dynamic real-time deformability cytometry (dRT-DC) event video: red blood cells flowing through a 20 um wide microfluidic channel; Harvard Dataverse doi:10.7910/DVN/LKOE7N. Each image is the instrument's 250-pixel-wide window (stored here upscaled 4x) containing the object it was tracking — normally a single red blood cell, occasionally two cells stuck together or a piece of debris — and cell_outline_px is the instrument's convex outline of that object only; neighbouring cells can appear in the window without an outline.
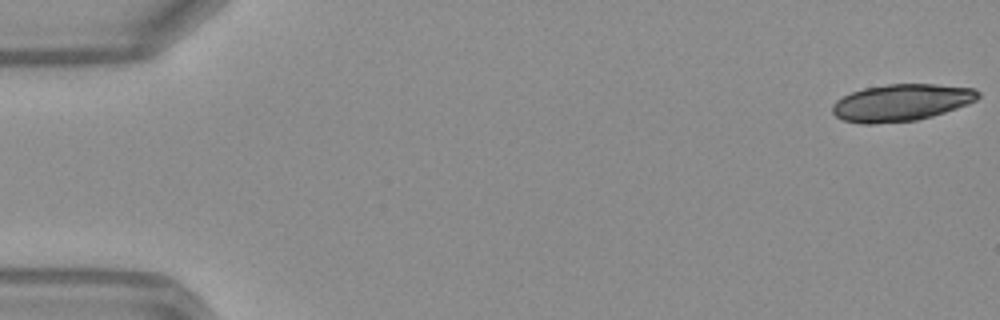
{"species": "Egyptian fruit bat (a non-hibernating species)", "species_latin": "Rousettus aegyptiacus", "temperature_condition": "warm", "stored_images_in_passage": 17, "camera_frame_rate_fps": 3000, "um_per_image_px": 0.085, "frame": {"image": 1, "passage_image": 1, "time_ms": 0.0, "image_size_px": [1000, 320], "cell_outline_px": [[980, 96], [976, 100], [968, 104], [932, 116], [916, 120], [872, 124], [860, 124], [844, 120], [836, 116], [832, 112], [832, 104], [836, 100], [852, 92], [864, 88], [888, 84], [936, 84], [972, 88], [980, 92]], "centroid_in_image_um": [76.6, 8.72], "position_along_channel_um": 8.4, "area_um2": 31.27}}